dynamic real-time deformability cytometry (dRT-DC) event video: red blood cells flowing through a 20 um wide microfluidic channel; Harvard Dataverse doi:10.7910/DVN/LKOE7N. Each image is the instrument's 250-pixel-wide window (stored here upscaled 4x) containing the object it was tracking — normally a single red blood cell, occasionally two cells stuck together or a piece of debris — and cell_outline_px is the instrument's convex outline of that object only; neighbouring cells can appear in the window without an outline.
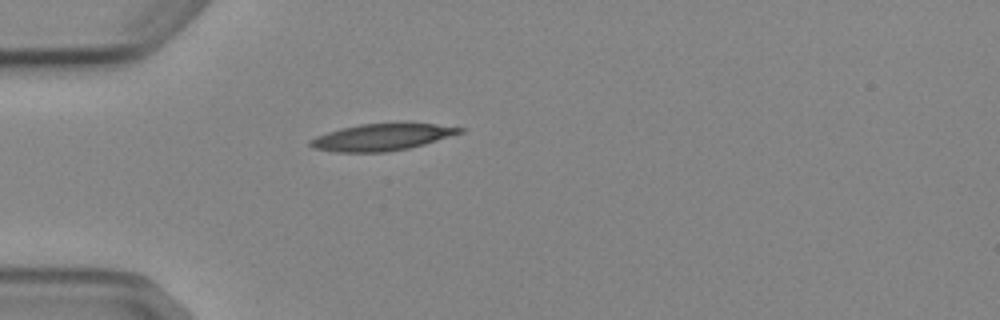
{"species": "Egyptian fruit bat (a non-hibernating species)", "species_latin": "Rousettus aegyptiacus", "temperature_condition": "cold", "stored_images_in_passage": 1, "camera_frame_rate_fps": 3000, "um_per_image_px": 0.085, "animal": {"sex": "female"}, "frame": {"image": 1, "passage_image": 1, "time_ms": 0.0, "image_size_px": [1000, 320], "cell_outline_px": [[464, 132], [424, 144], [408, 148], [384, 152], [336, 152], [312, 148], [308, 144], [308, 140], [316, 136], [340, 128], [360, 124], [436, 124], [464, 128]], "centroid_in_image_um": [32.41, 11.67], "position_along_channel_um": 52.6, "area_um2": 23.06}}